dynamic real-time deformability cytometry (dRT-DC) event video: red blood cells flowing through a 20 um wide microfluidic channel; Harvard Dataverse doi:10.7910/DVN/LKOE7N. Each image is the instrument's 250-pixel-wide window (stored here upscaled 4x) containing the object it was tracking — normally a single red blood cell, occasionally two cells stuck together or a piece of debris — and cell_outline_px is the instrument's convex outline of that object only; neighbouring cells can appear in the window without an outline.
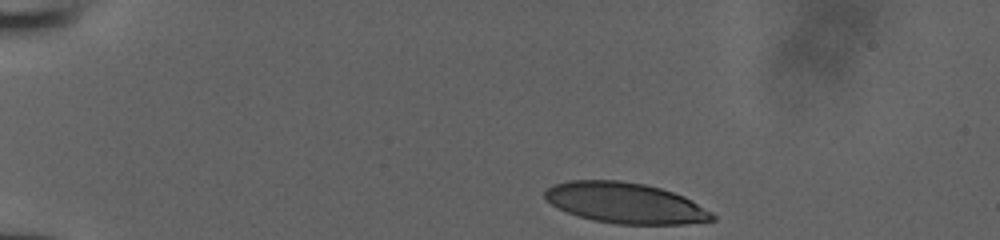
{"species": "human", "species_latin": "Homo sapiens", "temperature_condition": "room temperature", "stored_images_in_passage": 35, "camera_frame_rate_fps": 3000, "um_per_image_px": 0.085, "donor": {"sex": "male"}, "frame": {"image": 1, "passage_image": 1, "time_ms": 0.0, "image_size_px": [1000, 240], "cell_outline_px": [[716, 220], [684, 224], [616, 224], [592, 220], [568, 212], [552, 204], [544, 196], [544, 192], [552, 184], [568, 180], [620, 180], [644, 184], [660, 188], [684, 196], [692, 200], [712, 212], [716, 216]], "centroid_in_image_um": [53.17, 17.25], "position_along_channel_um": 31.8, "area_um2": 39.65}}
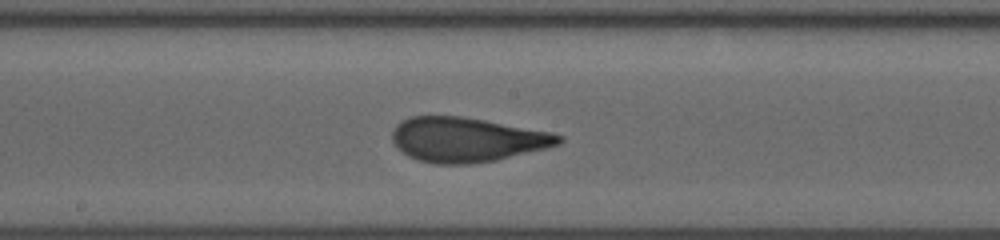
{"frame": {"image": 2, "passage_image": 20, "time_ms": 6.333, "image_size_px": [1000, 240], "cell_outline_px": [[564, 140], [560, 144], [548, 148], [496, 160], [472, 164], [436, 164], [416, 160], [408, 156], [396, 148], [392, 140], [392, 132], [396, 124], [400, 120], [412, 116], [460, 116], [484, 120], [552, 132], [564, 136]], "centroid_in_image_um": [39.67, 11.87], "position_along_channel_um": 208.5, "area_um2": 43.58}}
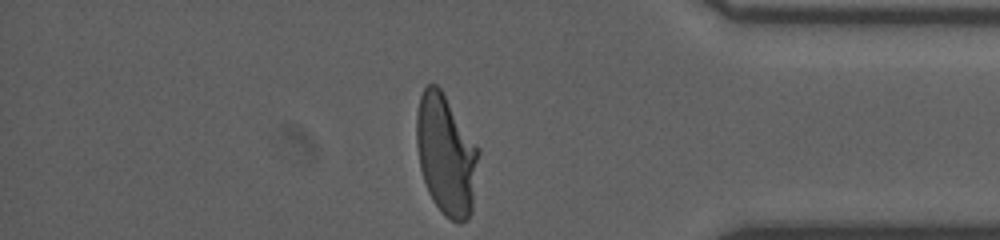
{"frame": {"image": 3, "passage_image": 35, "time_ms": 11.333, "image_size_px": [1000, 240], "cell_outline_px": [[480, 152], [472, 208], [468, 220], [460, 224], [444, 216], [432, 200], [428, 192], [420, 168], [416, 144], [416, 112], [420, 96], [424, 88], [428, 84], [436, 84], [440, 88], [480, 148]], "centroid_in_image_um": [37.92, 13.17], "position_along_channel_um": 397.3, "area_um2": 43.87}}